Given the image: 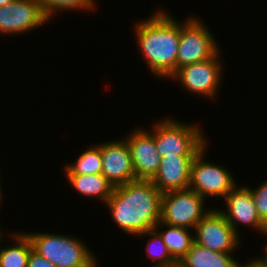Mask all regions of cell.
Masks as SVG:
<instances>
[{"label":"cell","instance_id":"6da1fadb","mask_svg":"<svg viewBox=\"0 0 267 267\" xmlns=\"http://www.w3.org/2000/svg\"><path fill=\"white\" fill-rule=\"evenodd\" d=\"M162 193L150 179H135L114 187L106 201L114 222L129 235L154 229L161 218Z\"/></svg>","mask_w":267,"mask_h":267},{"label":"cell","instance_id":"7a4b0ae2","mask_svg":"<svg viewBox=\"0 0 267 267\" xmlns=\"http://www.w3.org/2000/svg\"><path fill=\"white\" fill-rule=\"evenodd\" d=\"M136 40L148 68L158 77L170 78L177 71L180 22L166 11L135 25Z\"/></svg>","mask_w":267,"mask_h":267},{"label":"cell","instance_id":"3957f363","mask_svg":"<svg viewBox=\"0 0 267 267\" xmlns=\"http://www.w3.org/2000/svg\"><path fill=\"white\" fill-rule=\"evenodd\" d=\"M33 250L56 267H97L95 256L72 236L28 233Z\"/></svg>","mask_w":267,"mask_h":267},{"label":"cell","instance_id":"277c9868","mask_svg":"<svg viewBox=\"0 0 267 267\" xmlns=\"http://www.w3.org/2000/svg\"><path fill=\"white\" fill-rule=\"evenodd\" d=\"M152 130L155 144L161 158L166 156H196L207 144L200 127L192 124L164 119Z\"/></svg>","mask_w":267,"mask_h":267},{"label":"cell","instance_id":"5b68a950","mask_svg":"<svg viewBox=\"0 0 267 267\" xmlns=\"http://www.w3.org/2000/svg\"><path fill=\"white\" fill-rule=\"evenodd\" d=\"M204 203V198L190 188L163 193L160 222L194 229L211 210H205Z\"/></svg>","mask_w":267,"mask_h":267},{"label":"cell","instance_id":"8992f818","mask_svg":"<svg viewBox=\"0 0 267 267\" xmlns=\"http://www.w3.org/2000/svg\"><path fill=\"white\" fill-rule=\"evenodd\" d=\"M209 30L201 23L200 18L190 17L187 21L180 22L177 70L185 65L213 58L220 51Z\"/></svg>","mask_w":267,"mask_h":267},{"label":"cell","instance_id":"52a82bcc","mask_svg":"<svg viewBox=\"0 0 267 267\" xmlns=\"http://www.w3.org/2000/svg\"><path fill=\"white\" fill-rule=\"evenodd\" d=\"M206 146L196 154L191 163L189 188L204 199L207 196L226 197L237 185L236 180L225 167L204 160Z\"/></svg>","mask_w":267,"mask_h":267},{"label":"cell","instance_id":"ba28073f","mask_svg":"<svg viewBox=\"0 0 267 267\" xmlns=\"http://www.w3.org/2000/svg\"><path fill=\"white\" fill-rule=\"evenodd\" d=\"M218 52L213 58L208 60L188 64L179 68L170 79L180 80L182 86L197 95H204L214 98L218 95L220 79L222 76V64L219 61Z\"/></svg>","mask_w":267,"mask_h":267},{"label":"cell","instance_id":"9c48e42d","mask_svg":"<svg viewBox=\"0 0 267 267\" xmlns=\"http://www.w3.org/2000/svg\"><path fill=\"white\" fill-rule=\"evenodd\" d=\"M194 242L199 246L220 253L234 252L239 234L227 222L219 210H210L194 228Z\"/></svg>","mask_w":267,"mask_h":267},{"label":"cell","instance_id":"30bf717a","mask_svg":"<svg viewBox=\"0 0 267 267\" xmlns=\"http://www.w3.org/2000/svg\"><path fill=\"white\" fill-rule=\"evenodd\" d=\"M37 0H15L0 7V33L29 32L48 22Z\"/></svg>","mask_w":267,"mask_h":267},{"label":"cell","instance_id":"8fae6325","mask_svg":"<svg viewBox=\"0 0 267 267\" xmlns=\"http://www.w3.org/2000/svg\"><path fill=\"white\" fill-rule=\"evenodd\" d=\"M125 140L100 144L102 158L101 174L113 187L124 185L136 179L130 150Z\"/></svg>","mask_w":267,"mask_h":267},{"label":"cell","instance_id":"7c38bea8","mask_svg":"<svg viewBox=\"0 0 267 267\" xmlns=\"http://www.w3.org/2000/svg\"><path fill=\"white\" fill-rule=\"evenodd\" d=\"M126 140L132 159L136 179H151L157 172L161 157L158 153L154 134L136 129Z\"/></svg>","mask_w":267,"mask_h":267},{"label":"cell","instance_id":"4fadbf2b","mask_svg":"<svg viewBox=\"0 0 267 267\" xmlns=\"http://www.w3.org/2000/svg\"><path fill=\"white\" fill-rule=\"evenodd\" d=\"M224 199L227 210L219 211L236 232V224H243L267 235V228L261 223L250 188L235 186Z\"/></svg>","mask_w":267,"mask_h":267},{"label":"cell","instance_id":"5bb4252c","mask_svg":"<svg viewBox=\"0 0 267 267\" xmlns=\"http://www.w3.org/2000/svg\"><path fill=\"white\" fill-rule=\"evenodd\" d=\"M195 156H166L156 174L150 179L154 186L163 194L189 188L191 163Z\"/></svg>","mask_w":267,"mask_h":267},{"label":"cell","instance_id":"9a60e30c","mask_svg":"<svg viewBox=\"0 0 267 267\" xmlns=\"http://www.w3.org/2000/svg\"><path fill=\"white\" fill-rule=\"evenodd\" d=\"M230 254L212 251L194 242L178 265L180 267H242L243 264L241 265Z\"/></svg>","mask_w":267,"mask_h":267},{"label":"cell","instance_id":"2e32d148","mask_svg":"<svg viewBox=\"0 0 267 267\" xmlns=\"http://www.w3.org/2000/svg\"><path fill=\"white\" fill-rule=\"evenodd\" d=\"M69 183L82 196L98 197L106 201L111 197L113 185L101 174L90 175H66Z\"/></svg>","mask_w":267,"mask_h":267},{"label":"cell","instance_id":"e0dca14e","mask_svg":"<svg viewBox=\"0 0 267 267\" xmlns=\"http://www.w3.org/2000/svg\"><path fill=\"white\" fill-rule=\"evenodd\" d=\"M162 226L167 227V231L159 232V228ZM154 229L160 234L170 255L177 263L187 254L194 243V236L189 234L187 228L172 226L159 221Z\"/></svg>","mask_w":267,"mask_h":267},{"label":"cell","instance_id":"ac0fdd59","mask_svg":"<svg viewBox=\"0 0 267 267\" xmlns=\"http://www.w3.org/2000/svg\"><path fill=\"white\" fill-rule=\"evenodd\" d=\"M16 244L0 249V267H28V259L33 249L27 233H11Z\"/></svg>","mask_w":267,"mask_h":267},{"label":"cell","instance_id":"d6986e66","mask_svg":"<svg viewBox=\"0 0 267 267\" xmlns=\"http://www.w3.org/2000/svg\"><path fill=\"white\" fill-rule=\"evenodd\" d=\"M67 175H90L102 172L100 144L82 152L76 162L66 165Z\"/></svg>","mask_w":267,"mask_h":267},{"label":"cell","instance_id":"ffe728a7","mask_svg":"<svg viewBox=\"0 0 267 267\" xmlns=\"http://www.w3.org/2000/svg\"><path fill=\"white\" fill-rule=\"evenodd\" d=\"M142 235L152 236L147 244V255L156 262V264L153 265L154 267H175L178 265L170 255L162 237L155 229L149 230L139 236Z\"/></svg>","mask_w":267,"mask_h":267},{"label":"cell","instance_id":"44dd1931","mask_svg":"<svg viewBox=\"0 0 267 267\" xmlns=\"http://www.w3.org/2000/svg\"><path fill=\"white\" fill-rule=\"evenodd\" d=\"M46 17L50 20L56 11L61 10H90L94 8V0H37ZM51 17V18H50Z\"/></svg>","mask_w":267,"mask_h":267},{"label":"cell","instance_id":"7402d4cb","mask_svg":"<svg viewBox=\"0 0 267 267\" xmlns=\"http://www.w3.org/2000/svg\"><path fill=\"white\" fill-rule=\"evenodd\" d=\"M250 191L261 223L267 228V181L257 189L250 188Z\"/></svg>","mask_w":267,"mask_h":267},{"label":"cell","instance_id":"603a6c76","mask_svg":"<svg viewBox=\"0 0 267 267\" xmlns=\"http://www.w3.org/2000/svg\"><path fill=\"white\" fill-rule=\"evenodd\" d=\"M28 267H56L47 259L43 258L40 254H38L33 249L30 252V256L28 259Z\"/></svg>","mask_w":267,"mask_h":267},{"label":"cell","instance_id":"cb8c5ba5","mask_svg":"<svg viewBox=\"0 0 267 267\" xmlns=\"http://www.w3.org/2000/svg\"><path fill=\"white\" fill-rule=\"evenodd\" d=\"M265 256L250 260L256 267H267V245L265 246Z\"/></svg>","mask_w":267,"mask_h":267},{"label":"cell","instance_id":"d4e9b609","mask_svg":"<svg viewBox=\"0 0 267 267\" xmlns=\"http://www.w3.org/2000/svg\"><path fill=\"white\" fill-rule=\"evenodd\" d=\"M15 0H0V7L1 6H4V5H7L11 2H14Z\"/></svg>","mask_w":267,"mask_h":267},{"label":"cell","instance_id":"484cf974","mask_svg":"<svg viewBox=\"0 0 267 267\" xmlns=\"http://www.w3.org/2000/svg\"><path fill=\"white\" fill-rule=\"evenodd\" d=\"M242 267H256L251 261H248L246 264H243Z\"/></svg>","mask_w":267,"mask_h":267},{"label":"cell","instance_id":"4316f807","mask_svg":"<svg viewBox=\"0 0 267 267\" xmlns=\"http://www.w3.org/2000/svg\"><path fill=\"white\" fill-rule=\"evenodd\" d=\"M0 185H1V183H0ZM2 193H1V186H0V201L2 200Z\"/></svg>","mask_w":267,"mask_h":267},{"label":"cell","instance_id":"83f0119b","mask_svg":"<svg viewBox=\"0 0 267 267\" xmlns=\"http://www.w3.org/2000/svg\"><path fill=\"white\" fill-rule=\"evenodd\" d=\"M1 228H0V239L2 238V233H1ZM0 243H1V240H0Z\"/></svg>","mask_w":267,"mask_h":267}]
</instances>
